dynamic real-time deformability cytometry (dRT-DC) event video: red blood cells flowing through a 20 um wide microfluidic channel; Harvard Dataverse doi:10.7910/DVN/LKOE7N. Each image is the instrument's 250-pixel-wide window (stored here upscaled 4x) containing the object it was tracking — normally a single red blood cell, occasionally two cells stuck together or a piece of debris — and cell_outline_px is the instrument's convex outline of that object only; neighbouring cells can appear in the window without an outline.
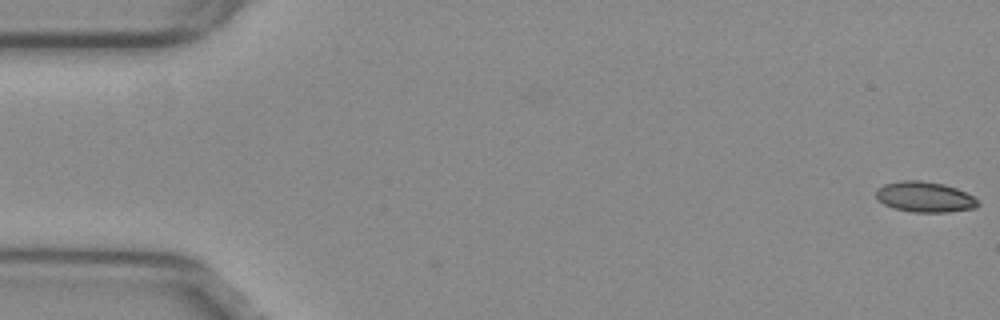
{"species": "common noctule bat (a hibernating species)", "species_latin": "Nyctalus noctula", "temperature_condition": "warm", "stored_images_in_passage": 54, "camera_frame_rate_fps": 3000, "um_per_image_px": 0.085, "animal": {"sex": "female", "body_mass_g": 29.2, "forearm_length_mm": 56.3}, "frame": {"image": 1, "passage_image": 1, "time_ms": 0.0, "image_size_px": [1000, 320], "cell_outline_px": [[980, 204], [976, 208], [948, 212], [912, 212], [892, 208], [884, 204], [876, 196], [876, 188], [884, 184], [900, 180], [920, 180], [944, 184], [956, 188], [972, 196]], "centroid_in_image_um": [78.58, 16.74], "position_along_channel_um": 6.4, "area_um2": 18.15}}
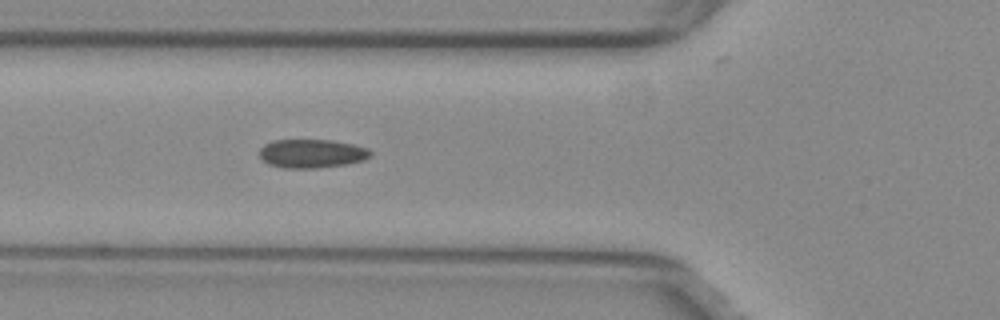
{"frame": {"image": 2, "passage_image": 20, "time_ms": 6.333, "image_size_px": [1000, 320], "cell_outline_px": [[372, 156], [364, 160], [344, 164], [316, 168], [284, 168], [268, 164], [260, 156], [260, 148], [264, 144], [272, 140], [332, 140], [352, 144], [368, 148], [372, 152]], "centroid_in_image_um": [26.5, 13.04], "position_along_channel_um": 99.3, "area_um2": 18.55}}
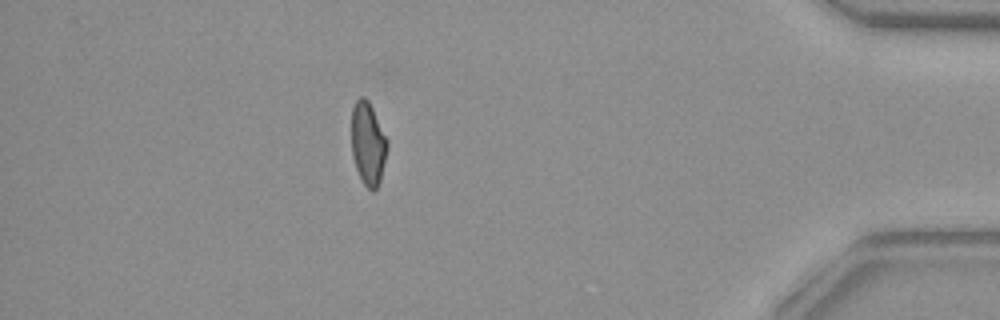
{"frame": {"image": 3, "passage_image": 48, "time_ms": 15.667, "image_size_px": [1000, 320], "cell_outline_px": [[388, 148], [380, 180], [376, 188], [372, 192], [360, 180], [352, 156], [352, 108], [356, 100], [360, 96], [364, 96], [368, 100], [388, 140]], "centroid_in_image_um": [31.28, 12.21], "position_along_channel_um": 403.9, "area_um2": 17.34}, "authors_computed_cell_mechanics": {"area_um2": 18.2648, "velocity_mm_per_s": 3.8295, "shape_relaxation_time_tau1_ms": null, "shape_relaxation_time_tau2_ms": 1.1817, "deformation_change_tau1": null, "deformation_change_tau2": 0.0623}}